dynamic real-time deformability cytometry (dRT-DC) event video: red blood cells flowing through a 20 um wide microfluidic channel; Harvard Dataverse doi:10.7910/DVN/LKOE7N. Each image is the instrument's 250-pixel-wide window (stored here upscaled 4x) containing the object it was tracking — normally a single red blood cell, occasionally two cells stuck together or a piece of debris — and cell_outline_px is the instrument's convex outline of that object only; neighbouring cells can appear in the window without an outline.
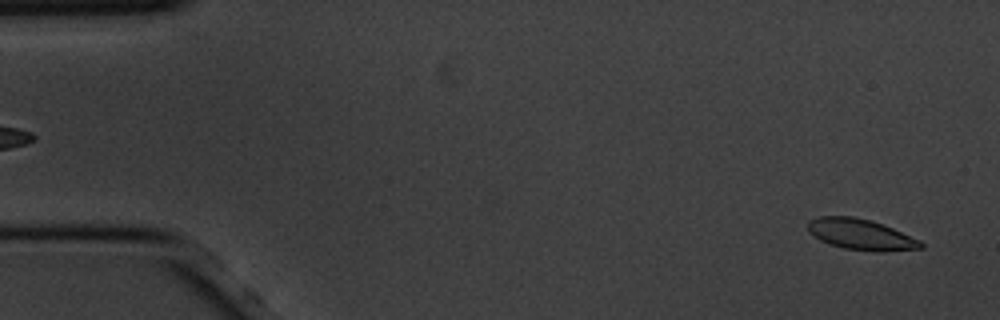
{"species": "common noctule bat (a hibernating species)", "species_latin": "Nyctalus noctula", "temperature_condition": "cold", "stored_images_in_passage": 57, "camera_frame_rate_fps": 3000, "um_per_image_px": 0.085, "animal": {"sex": "male", "body_mass_g": 20.1, "forearm_length_mm": 53.5}, "frame": {"image": 1, "passage_image": 2, "time_ms": 0.333, "image_size_px": [1000, 320], "cell_outline_px": [[924, 248], [884, 252], [876, 252], [844, 248], [828, 244], [820, 240], [808, 232], [808, 220], [820, 216], [852, 216], [884, 224], [920, 240], [924, 244]], "centroid_in_image_um": [73.18, 19.94], "position_along_channel_um": 11.8, "area_um2": 20.46}}
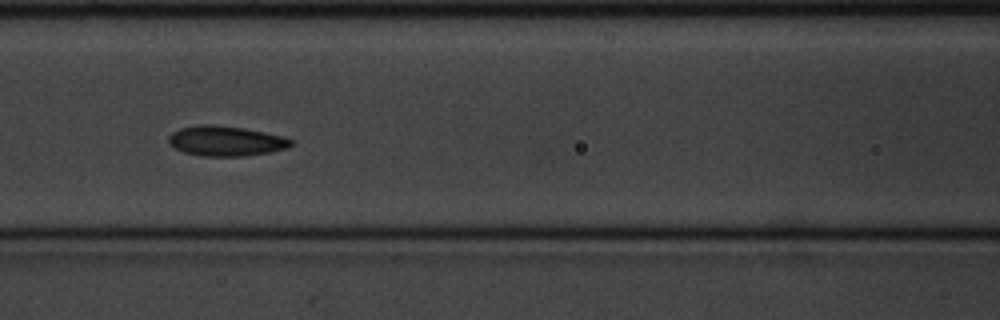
{"frame": {"image": 2, "passage_image": 24, "time_ms": 7.667, "image_size_px": [1000, 320], "cell_outline_px": [[292, 144], [288, 148], [268, 152], [244, 156], [204, 156], [184, 152], [168, 144], [168, 136], [172, 132], [180, 128], [196, 124], [212, 124], [244, 128], [284, 136], [292, 140]], "centroid_in_image_um": [19.17, 11.97], "position_along_channel_um": 147.4, "area_um2": 21.5}}
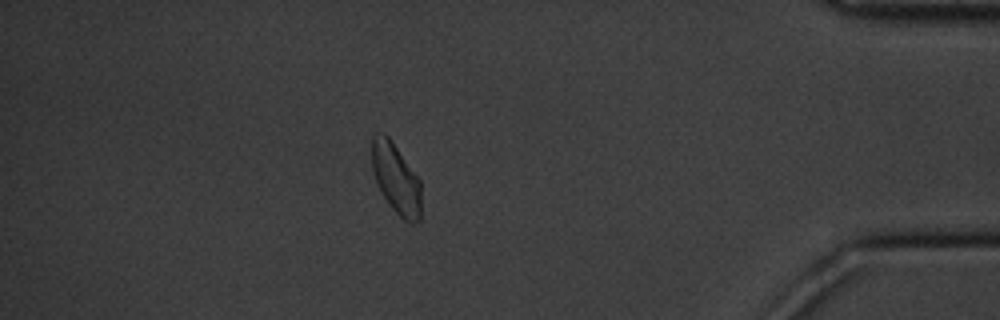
{"frame": {"image": 3, "passage_image": 50, "time_ms": 16.333, "image_size_px": [1000, 320], "cell_outline_px": [[420, 220], [412, 224], [404, 220], [388, 204], [376, 184], [372, 172], [372, 136], [376, 132], [384, 132], [388, 136], [420, 180]], "centroid_in_image_um": [33.63, 15.18], "position_along_channel_um": 401.6, "area_um2": 20.23}, "authors_computed_cell_mechanics": {"area_um2": 20.8658, "velocity_mm_per_s": 3.4143, "shape_relaxation_time_tau1_ms": 4.5295, "shape_relaxation_time_tau2_ms": 1.8687, "deformation_change_tau1": 0.1637, "deformation_change_tau2": 0.0638}}